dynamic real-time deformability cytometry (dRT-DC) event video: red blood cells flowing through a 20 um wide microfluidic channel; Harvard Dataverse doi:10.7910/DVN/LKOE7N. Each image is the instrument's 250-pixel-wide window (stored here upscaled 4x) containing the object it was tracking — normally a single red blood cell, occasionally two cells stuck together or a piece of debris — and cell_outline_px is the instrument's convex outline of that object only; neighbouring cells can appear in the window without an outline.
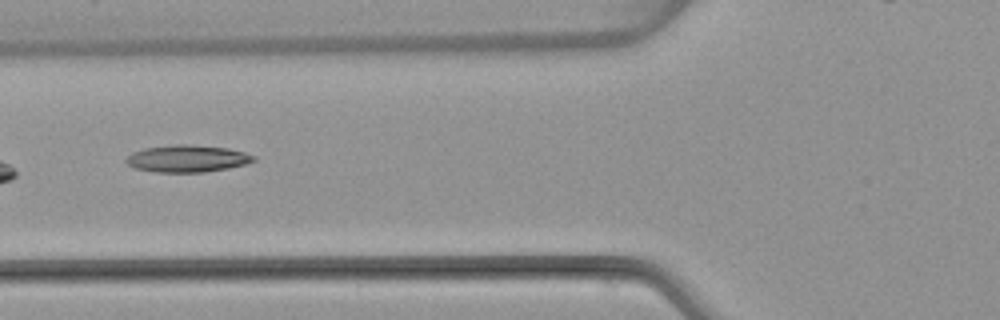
{"species": "common noctule bat (a hibernating species)", "species_latin": "Nyctalus noctula", "temperature_condition": "warm", "stored_images_in_passage": 5, "camera_frame_rate_fps": 3000, "um_per_image_px": 0.085, "animal": {"sex": "female", "body_mass_g": 22.7, "forearm_length_mm": 54.2}, "frame": {"image": 1, "passage_image": 5, "time_ms": 6.0, "image_size_px": [1000, 320], "cell_outline_px": [[256, 160], [244, 164], [228, 168], [204, 172], [156, 172], [136, 168], [128, 164], [124, 160], [132, 152], [144, 148], [176, 144], [188, 144], [228, 148], [244, 152], [256, 156]], "centroid_in_image_um": [15.92, 13.47], "position_along_channel_um": 109.9, "area_um2": 20.06}}